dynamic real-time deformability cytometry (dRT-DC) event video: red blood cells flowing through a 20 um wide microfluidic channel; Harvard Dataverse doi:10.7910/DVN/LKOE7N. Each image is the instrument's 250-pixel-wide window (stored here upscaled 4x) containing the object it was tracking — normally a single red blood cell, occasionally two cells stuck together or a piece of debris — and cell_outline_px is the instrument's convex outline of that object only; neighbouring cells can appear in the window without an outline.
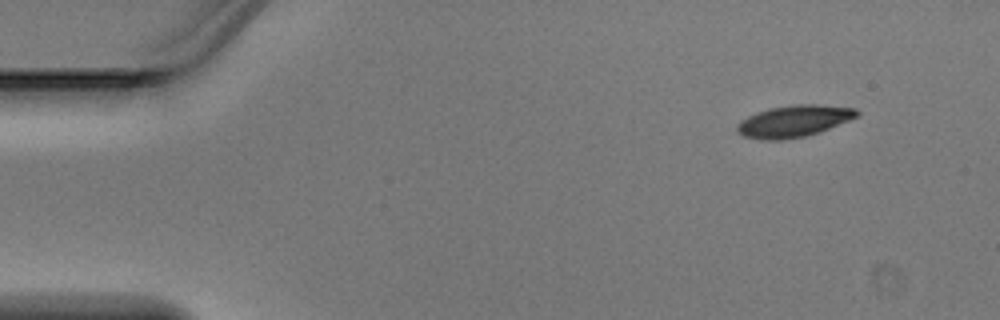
{"species": "Egyptian fruit bat (a non-hibernating species)", "species_latin": "Rousettus aegyptiacus", "temperature_condition": "warm", "stored_images_in_passage": 5, "camera_frame_rate_fps": 3000, "um_per_image_px": 0.085, "animal": {"sex": "male"}, "frame": {"image": 1, "passage_image": 1, "time_ms": 0.0, "image_size_px": [1000, 320], "cell_outline_px": [[860, 116], [820, 132], [804, 136], [780, 140], [764, 140], [744, 136], [736, 132], [736, 124], [740, 120], [756, 112], [768, 108], [792, 104], [820, 104], [856, 108], [860, 112]], "centroid_in_image_um": [67.49, 10.28], "position_along_channel_um": 17.5, "area_um2": 22.48}}
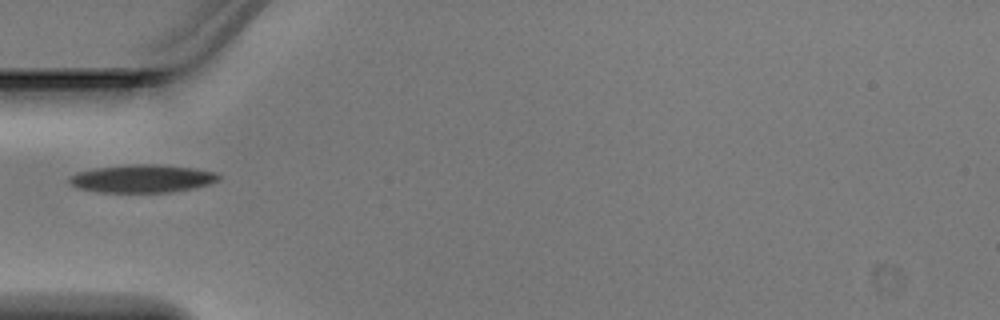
{"frame": {"image": 2, "passage_image": 4, "time_ms": 1.0, "image_size_px": [1000, 320], "cell_outline_px": [[220, 180], [196, 188], [172, 192], [100, 192], [76, 188], [68, 180], [68, 176], [76, 172], [96, 168], [132, 164], [156, 164], [196, 168], [216, 172], [220, 176]], "centroid_in_image_um": [12.1, 15.18], "position_along_channel_um": 72.9, "area_um2": 24.51}}
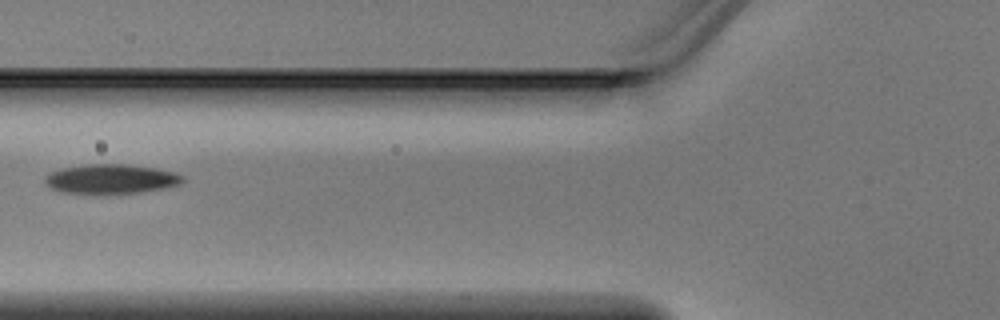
{"frame": {"image": 3, "passage_image": 5, "time_ms": 1.333, "image_size_px": [1000, 320], "cell_outline_px": [[184, 180], [180, 184], [168, 188], [140, 192], [64, 192], [52, 188], [44, 184], [44, 176], [52, 172], [64, 168], [88, 164], [124, 164], [156, 168], [172, 172], [184, 176]], "centroid_in_image_um": [9.47, 15.19], "position_along_channel_um": 116.3, "area_um2": 23.12}}